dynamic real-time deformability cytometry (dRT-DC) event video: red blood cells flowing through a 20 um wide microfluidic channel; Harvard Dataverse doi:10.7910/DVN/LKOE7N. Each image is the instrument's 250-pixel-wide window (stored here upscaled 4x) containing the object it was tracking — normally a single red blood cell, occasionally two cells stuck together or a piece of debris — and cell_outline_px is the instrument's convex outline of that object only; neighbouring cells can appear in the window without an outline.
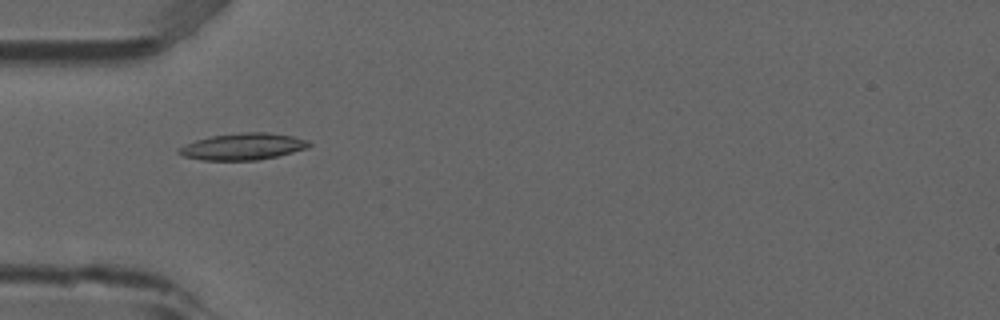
{"species": "common noctule bat (a hibernating species)", "species_latin": "Nyctalus noctula", "temperature_condition": "room temperature", "stored_images_in_passage": 7, "camera_frame_rate_fps": 3000, "um_per_image_px": 0.085, "animal": {"sex": "male", "forearm_length_mm": 52.5}, "frame": {"image": 1, "passage_image": 4, "time_ms": 1.0, "image_size_px": [1000, 320], "cell_outline_px": [[312, 144], [308, 148], [276, 156], [256, 160], [200, 160], [184, 156], [176, 152], [180, 148], [196, 140], [212, 136], [240, 132], [268, 132], [292, 136], [308, 140]], "centroid_in_image_um": [20.68, 12.45], "position_along_channel_um": 64.3, "area_um2": 20.06}}
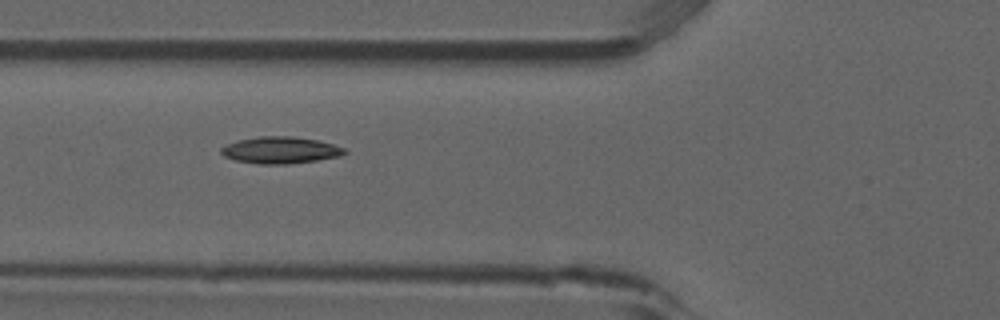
{"frame": {"image": 2, "passage_image": 5, "time_ms": 1.333, "image_size_px": [1000, 320], "cell_outline_px": [[348, 152], [340, 156], [316, 160], [288, 164], [260, 164], [236, 160], [224, 156], [220, 152], [220, 148], [236, 140], [260, 136], [292, 136], [316, 140], [332, 144], [344, 148]], "centroid_in_image_um": [23.82, 12.76], "position_along_channel_um": 102.0, "area_um2": 19.13}}
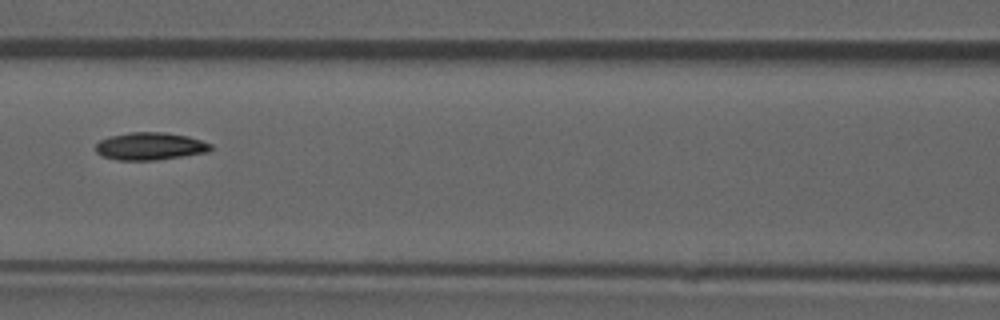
{"frame": {"image": 3, "passage_image": 6, "time_ms": 1.667, "image_size_px": [1000, 320], "cell_outline_px": [[212, 148], [208, 152], [156, 160], [120, 160], [104, 156], [96, 152], [96, 144], [100, 140], [108, 136], [128, 132], [164, 132], [188, 136], [212, 144]], "centroid_in_image_um": [12.76, 12.42], "position_along_channel_um": 153.8, "area_um2": 18.44}}